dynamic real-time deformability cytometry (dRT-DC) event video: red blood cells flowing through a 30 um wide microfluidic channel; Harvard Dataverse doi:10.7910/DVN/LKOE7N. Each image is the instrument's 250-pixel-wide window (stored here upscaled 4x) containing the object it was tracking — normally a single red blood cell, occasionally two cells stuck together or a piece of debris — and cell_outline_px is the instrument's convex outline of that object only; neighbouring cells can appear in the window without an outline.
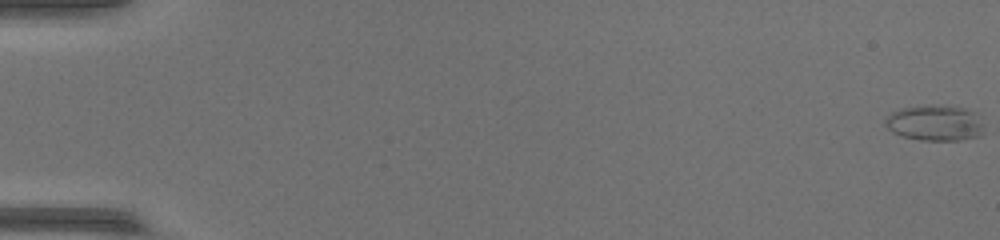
{"species": "common noctule bat (a hibernating species)", "species_latin": "Nyctalus noctula", "temperature_condition": "warm", "stored_images_in_passage": 54, "camera_frame_rate_fps": 3000, "um_per_image_px": 0.085, "animal": {"sex": "female", "body_mass_g": 17.0, "forearm_length_mm": 48.0}, "frame": {"image": 1, "passage_image": 1, "time_ms": 0.0, "image_size_px": [1000, 240], "cell_outline_px": [[984, 132], [976, 136], [960, 140], [924, 140], [904, 136], [892, 132], [884, 124], [884, 120], [892, 112], [900, 108], [928, 104], [964, 108], [976, 112], [984, 124]], "centroid_in_image_um": [79.48, 10.43], "position_along_channel_um": 5.5, "area_um2": 20.63}}
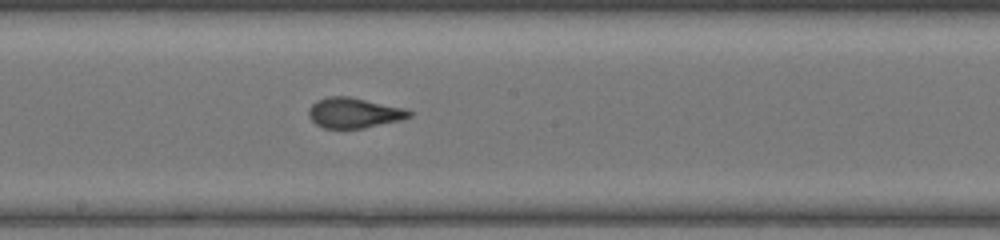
{"frame": {"image": 2, "passage_image": 31, "time_ms": 10.0, "image_size_px": [1000, 240], "cell_outline_px": [[412, 116], [400, 120], [364, 128], [324, 128], [316, 124], [308, 116], [308, 108], [316, 100], [328, 96], [348, 96], [404, 108], [412, 112]], "centroid_in_image_um": [30.06, 9.59], "position_along_channel_um": 218.1, "area_um2": 17.69}}
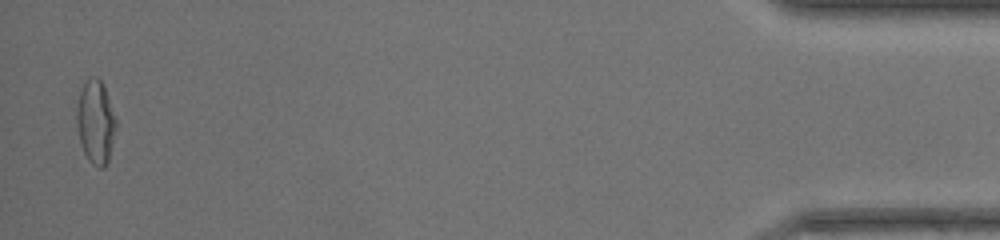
{"frame": {"image": 3, "passage_image": 53, "time_ms": 17.333, "image_size_px": [1000, 240], "cell_outline_px": [[116, 128], [108, 160], [104, 168], [100, 168], [92, 164], [88, 160], [84, 152], [80, 140], [76, 124], [76, 108], [80, 88], [84, 80], [88, 76], [96, 76], [104, 84], [116, 120]], "centroid_in_image_um": [8.11, 10.31], "position_along_channel_um": 427.1, "area_um2": 19.36}}